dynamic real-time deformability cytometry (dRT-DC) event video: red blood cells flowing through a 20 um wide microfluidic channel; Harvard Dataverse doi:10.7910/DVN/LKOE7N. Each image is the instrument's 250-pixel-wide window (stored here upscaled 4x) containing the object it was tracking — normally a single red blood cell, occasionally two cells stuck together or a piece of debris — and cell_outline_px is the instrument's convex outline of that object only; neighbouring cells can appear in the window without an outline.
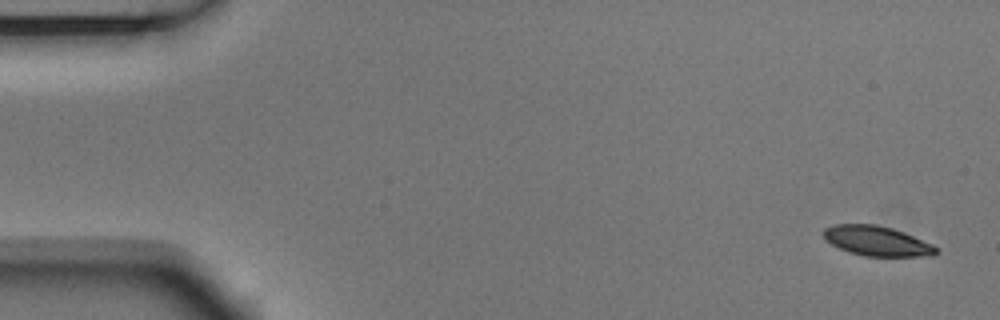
{"species": "Egyptian fruit bat (a non-hibernating species)", "species_latin": "Rousettus aegyptiacus", "temperature_condition": "room temperature", "stored_images_in_passage": 5, "camera_frame_rate_fps": 3000, "um_per_image_px": 0.085, "animal": {"sex": "male"}, "frame": {"image": 1, "passage_image": 1, "time_ms": 0.0, "image_size_px": [1000, 320], "cell_outline_px": [[940, 252], [932, 256], [864, 256], [848, 252], [824, 240], [824, 228], [832, 224], [876, 224], [892, 228], [904, 232], [932, 244]], "centroid_in_image_um": [74.53, 20.48], "position_along_channel_um": 10.5, "area_um2": 19.65}}
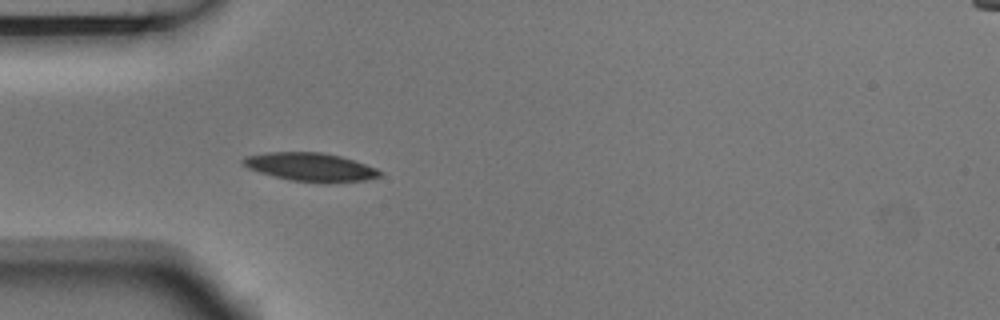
{"frame": {"image": 2, "passage_image": 5, "time_ms": 1.333, "image_size_px": [1000, 320], "cell_outline_px": [[384, 172], [380, 176], [364, 180], [328, 184], [324, 184], [288, 180], [260, 172], [248, 168], [240, 160], [244, 156], [268, 152], [324, 152], [340, 156], [376, 168]], "centroid_in_image_um": [26.39, 14.21], "position_along_channel_um": 58.6, "area_um2": 22.89}}